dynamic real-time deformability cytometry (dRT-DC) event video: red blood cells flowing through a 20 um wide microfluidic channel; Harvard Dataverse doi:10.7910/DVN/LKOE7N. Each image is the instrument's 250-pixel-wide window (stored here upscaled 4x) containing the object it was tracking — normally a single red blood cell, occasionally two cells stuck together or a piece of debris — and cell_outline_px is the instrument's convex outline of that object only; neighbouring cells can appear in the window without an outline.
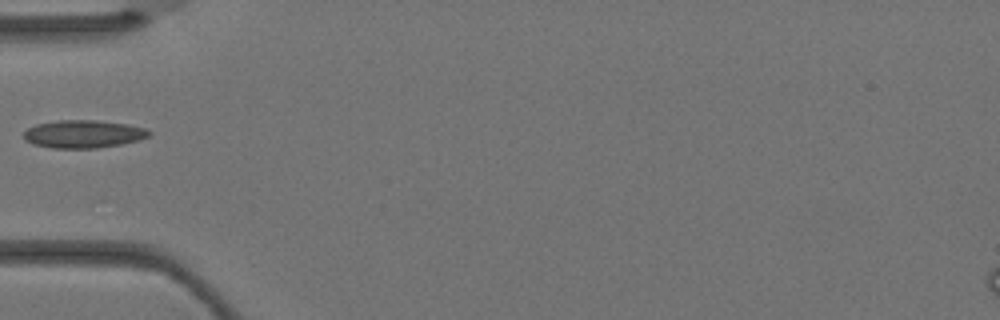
{"species": "Egyptian fruit bat (a non-hibernating species)", "species_latin": "Rousettus aegyptiacus", "temperature_condition": "warm", "stored_images_in_passage": 1, "camera_frame_rate_fps": 3000, "um_per_image_px": 0.085, "animal": {"sex": "female"}, "frame": {"image": 1, "passage_image": 1, "time_ms": 0.0, "image_size_px": [1000, 320], "cell_outline_px": [[152, 132], [148, 136], [140, 140], [120, 144], [96, 148], [52, 148], [32, 144], [24, 140], [24, 132], [28, 128], [36, 124], [56, 120], [96, 120], [128, 124], [148, 128]], "centroid_in_image_um": [7.09, 11.38], "position_along_channel_um": 77.9, "area_um2": 20.52}}